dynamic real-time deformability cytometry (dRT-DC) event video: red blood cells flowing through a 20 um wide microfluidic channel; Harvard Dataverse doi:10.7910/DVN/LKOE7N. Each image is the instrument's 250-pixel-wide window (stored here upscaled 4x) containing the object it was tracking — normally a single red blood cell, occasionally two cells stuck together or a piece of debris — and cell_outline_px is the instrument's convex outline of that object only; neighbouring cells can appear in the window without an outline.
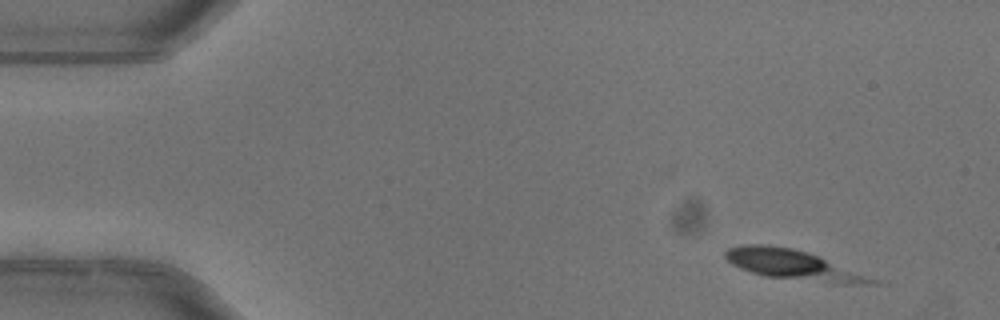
{"species": "common noctule bat (a hibernating species)", "species_latin": "Nyctalus noctula", "temperature_condition": "warm", "stored_images_in_passage": 3, "camera_frame_rate_fps": 3000, "um_per_image_px": 0.085, "animal": {"sex": "female"}, "frame": {"image": 1, "passage_image": 1, "time_ms": 0.0, "image_size_px": [1000, 320], "cell_outline_px": [[888, 284], [836, 284], [764, 276], [740, 268], [732, 264], [724, 256], [724, 252], [728, 248], [740, 244], [768, 244], [792, 248], [808, 252], [820, 256], [880, 280]], "centroid_in_image_um": [67.47, 22.52], "position_along_channel_um": 17.5, "area_um2": 25.95}}
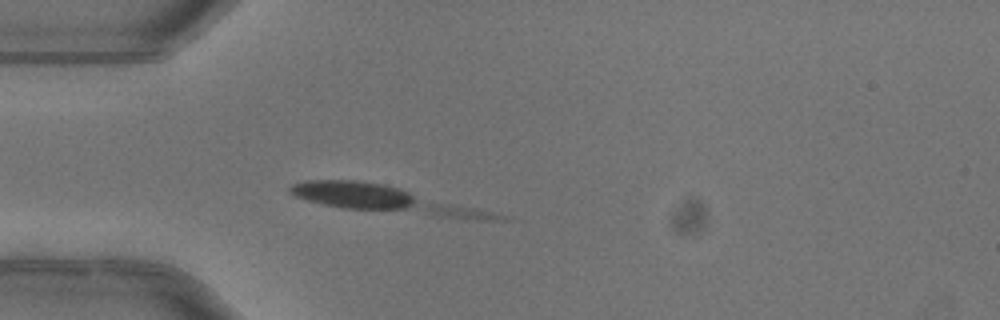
{"frame": {"image": 2, "passage_image": 3, "time_ms": 0.667, "image_size_px": [1000, 320], "cell_outline_px": [[508, 216], [504, 220], [476, 220], [344, 208], [320, 204], [296, 196], [288, 192], [288, 188], [292, 184], [304, 180], [356, 180], [384, 184], [400, 188]], "centroid_in_image_um": [32.7, 16.96], "position_along_channel_um": 52.3, "area_um2": 31.79}}